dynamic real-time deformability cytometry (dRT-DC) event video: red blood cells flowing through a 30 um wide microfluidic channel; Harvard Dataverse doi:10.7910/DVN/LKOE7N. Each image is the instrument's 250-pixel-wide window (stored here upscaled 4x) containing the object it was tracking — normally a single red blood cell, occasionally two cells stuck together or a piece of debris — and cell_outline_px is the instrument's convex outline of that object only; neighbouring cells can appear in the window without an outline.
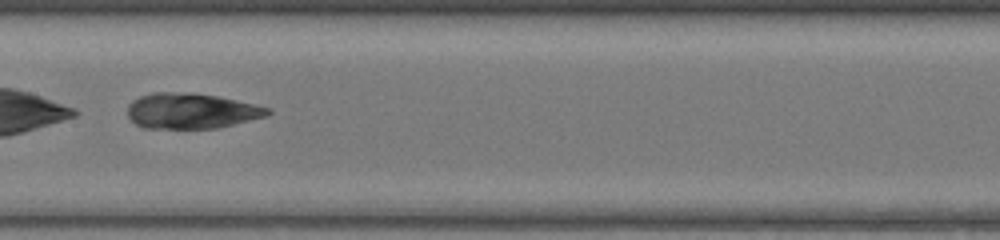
{"species": "common noctule bat (a hibernating species)", "species_latin": "Nyctalus noctula", "temperature_condition": "warm", "stored_images_in_passage": 46, "camera_frame_rate_fps": 3000, "um_per_image_px": 0.085, "animal": {"sex": "female", "body_mass_g": 17.0, "forearm_length_mm": 48.0}, "frame": {"image": 1, "passage_image": 25, "time_ms": 8.0, "image_size_px": [1000, 240], "cell_outline_px": [[272, 112], [268, 116], [216, 128], [144, 128], [136, 124], [128, 116], [128, 104], [132, 100], [140, 96], [152, 92], [172, 92], [216, 96], [256, 104], [268, 108]], "centroid_in_image_um": [16.24, 9.43], "position_along_channel_um": 191.2, "area_um2": 28.73}}
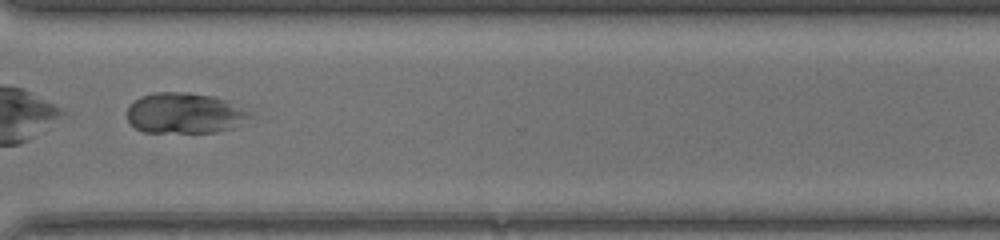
{"frame": {"image": 2, "passage_image": 36, "time_ms": 11.667, "image_size_px": [1000, 240], "cell_outline_px": [[252, 116], [236, 128], [216, 132], [144, 132], [136, 128], [128, 120], [128, 108], [140, 96], [152, 92], [188, 92], [216, 96], [228, 100], [252, 112]], "centroid_in_image_um": [15.76, 9.61], "position_along_channel_um": 354.8, "area_um2": 29.42}}